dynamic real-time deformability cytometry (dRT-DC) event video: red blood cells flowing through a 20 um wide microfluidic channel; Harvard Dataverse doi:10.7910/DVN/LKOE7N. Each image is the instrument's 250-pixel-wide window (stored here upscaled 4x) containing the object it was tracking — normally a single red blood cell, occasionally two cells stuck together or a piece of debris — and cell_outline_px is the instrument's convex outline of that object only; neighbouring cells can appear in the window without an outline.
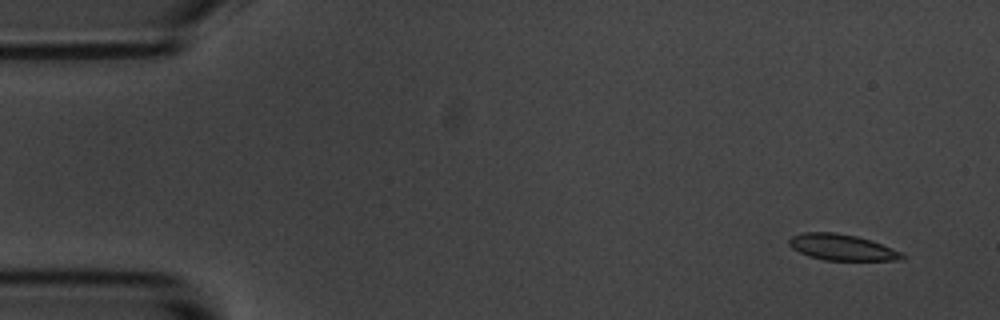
{"species": "common noctule bat (a hibernating species)", "species_latin": "Nyctalus noctula", "temperature_condition": "room temperature", "stored_images_in_passage": 5, "camera_frame_rate_fps": 3000, "um_per_image_px": 0.085, "animal": {"sex": "male", "body_mass_g": 20.1, "forearm_length_mm": 53.5}, "frame": {"image": 1, "passage_image": 1, "time_ms": 0.0, "image_size_px": [1000, 320], "cell_outline_px": [[904, 260], [824, 260], [808, 256], [792, 248], [788, 244], [788, 240], [792, 236], [804, 232], [836, 232], [856, 236], [872, 240], [904, 252]], "centroid_in_image_um": [71.59, 21.02], "position_along_channel_um": 13.4, "area_um2": 17.34}}